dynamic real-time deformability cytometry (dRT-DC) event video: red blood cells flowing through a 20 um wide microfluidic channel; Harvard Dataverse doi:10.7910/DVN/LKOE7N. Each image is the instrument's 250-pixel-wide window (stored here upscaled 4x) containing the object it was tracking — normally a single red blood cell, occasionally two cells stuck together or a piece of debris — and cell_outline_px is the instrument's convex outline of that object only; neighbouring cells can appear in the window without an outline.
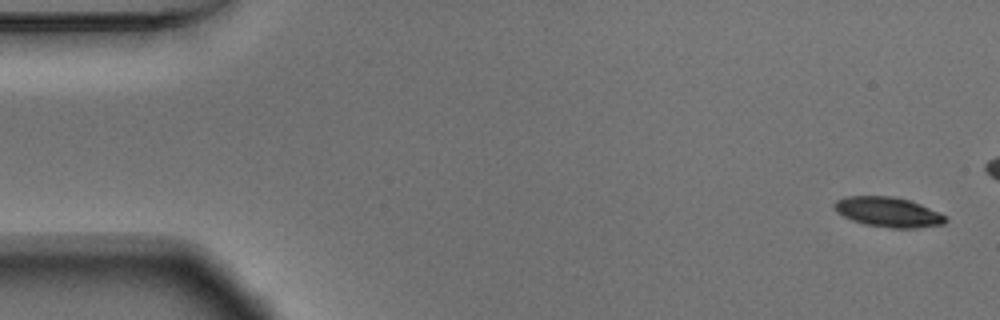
{"species": "Egyptian fruit bat (a non-hibernating species)", "species_latin": "Rousettus aegyptiacus", "temperature_condition": "warm", "stored_images_in_passage": 15, "camera_frame_rate_fps": 3000, "um_per_image_px": 0.085, "animal": {"sex": "male"}, "frame": {"image": 1, "passage_image": 1, "time_ms": 0.0, "image_size_px": [1000, 320], "cell_outline_px": [[948, 220], [944, 224], [916, 228], [892, 228], [864, 224], [852, 220], [836, 212], [832, 204], [836, 200], [844, 196], [892, 196], [908, 200], [920, 204], [940, 212]], "centroid_in_image_um": [75.47, 18.02], "position_along_channel_um": 9.5, "area_um2": 19.42}}